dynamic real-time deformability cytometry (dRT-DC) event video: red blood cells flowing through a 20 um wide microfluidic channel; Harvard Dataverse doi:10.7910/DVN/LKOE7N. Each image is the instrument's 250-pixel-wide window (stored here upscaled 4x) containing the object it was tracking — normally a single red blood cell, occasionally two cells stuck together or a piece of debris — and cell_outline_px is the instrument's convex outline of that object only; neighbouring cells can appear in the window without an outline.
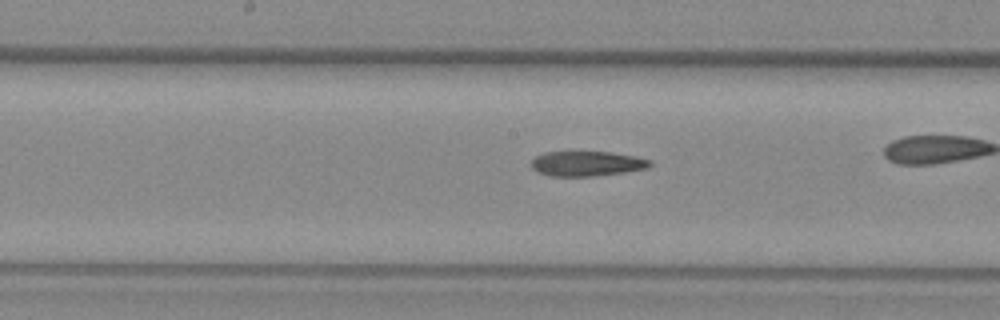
{"species": "common noctule bat (a hibernating species)", "species_latin": "Nyctalus noctula", "temperature_condition": "warm", "stored_images_in_passage": 26, "camera_frame_rate_fps": 3000, "um_per_image_px": 0.085, "animal": {"sex": "female", "body_mass_g": 29.2, "forearm_length_mm": 56.3}, "frame": {"image": 1, "passage_image": 12, "time_ms": 3.667, "image_size_px": [1000, 320], "cell_outline_px": [[652, 164], [648, 168], [624, 172], [596, 176], [552, 176], [536, 172], [532, 168], [532, 160], [536, 156], [544, 152], [608, 152], [636, 156], [652, 160]], "centroid_in_image_um": [49.9, 13.91], "position_along_channel_um": 198.3, "area_um2": 17.28}}
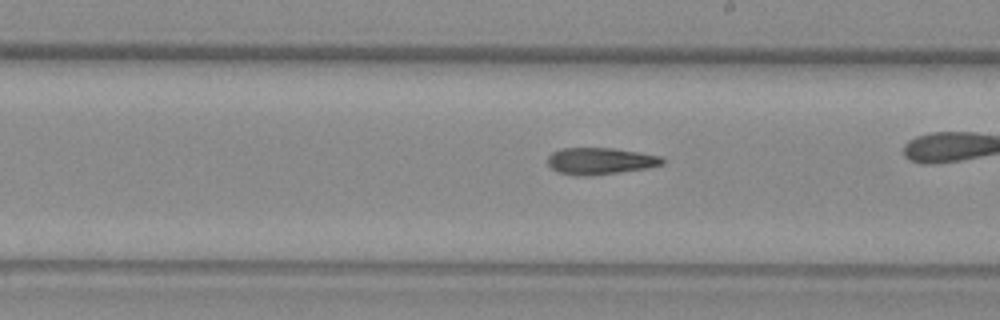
{"frame": {"image": 2, "passage_image": 15, "time_ms": 4.667, "image_size_px": [1000, 320], "cell_outline_px": [[664, 164], [648, 168], [620, 172], [588, 176], [576, 176], [556, 172], [548, 164], [548, 156], [552, 152], [560, 148], [612, 148], [640, 152], [660, 156], [664, 160]], "centroid_in_image_um": [51.0, 13.69], "position_along_channel_um": 238.0, "area_um2": 18.03}}